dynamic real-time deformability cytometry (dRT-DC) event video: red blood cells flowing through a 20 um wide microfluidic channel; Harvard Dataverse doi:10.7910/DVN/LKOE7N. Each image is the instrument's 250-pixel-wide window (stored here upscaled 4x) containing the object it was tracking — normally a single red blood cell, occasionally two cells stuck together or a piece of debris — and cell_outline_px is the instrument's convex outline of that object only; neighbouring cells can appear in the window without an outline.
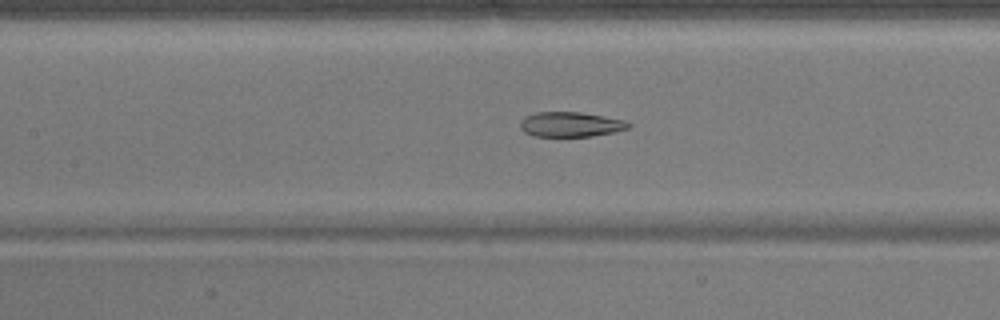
{"species": "common noctule bat (a hibernating species)", "species_latin": "Nyctalus noctula", "temperature_condition": "warm", "stored_images_in_passage": 51, "camera_frame_rate_fps": 3000, "um_per_image_px": 0.085, "animal": {"sex": "male", "body_mass_g": 17.9}, "frame": {"image": 1, "passage_image": 23, "time_ms": 7.333, "image_size_px": [1000, 320], "cell_outline_px": [[632, 124], [628, 128], [612, 132], [592, 136], [532, 136], [524, 132], [520, 128], [520, 120], [524, 116], [536, 112], [580, 112], [604, 116], [624, 120]], "centroid_in_image_um": [48.45, 10.57], "position_along_channel_um": 158.9, "area_um2": 15.72}}
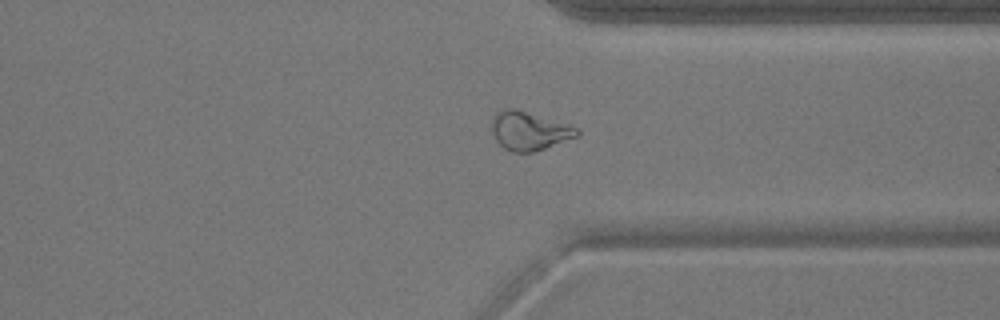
{"frame": {"image": 2, "passage_image": 39, "time_ms": 12.667, "image_size_px": [1000, 320], "cell_outline_px": [[580, 132], [576, 136], [544, 148], [532, 152], [512, 152], [504, 148], [496, 140], [492, 132], [492, 116], [500, 108], [512, 108], [568, 124], [580, 128]], "centroid_in_image_um": [44.94, 11.11], "position_along_channel_um": 366.5, "area_um2": 18.9}}
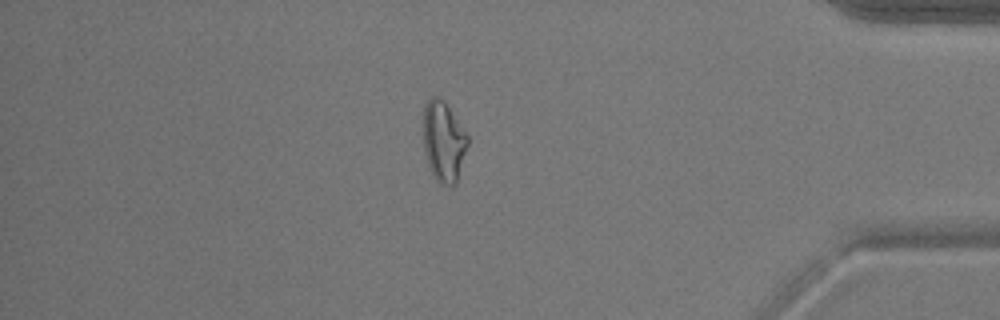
{"frame": {"image": 3, "passage_image": 44, "time_ms": 14.333, "image_size_px": [1000, 320], "cell_outline_px": [[468, 144], [456, 184], [440, 184], [436, 180], [428, 164], [424, 152], [424, 108], [428, 100], [432, 96], [440, 96], [444, 100], [468, 136]], "centroid_in_image_um": [37.7, 12.01], "position_along_channel_um": 397.5, "area_um2": 20.58}, "authors_computed_cell_mechanics": {"area_um2": 19.652, "velocity_mm_per_s": 3.9032, "shape_relaxation_time_tau1_ms": null, "shape_relaxation_time_tau2_ms": 2.6837, "deformation_change_tau1": null, "deformation_change_tau2": 0.0835}}